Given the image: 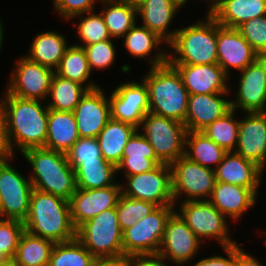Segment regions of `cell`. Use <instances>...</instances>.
I'll use <instances>...</instances> for the list:
<instances>
[{
  "label": "cell",
  "instance_id": "6da1fadb",
  "mask_svg": "<svg viewBox=\"0 0 266 266\" xmlns=\"http://www.w3.org/2000/svg\"><path fill=\"white\" fill-rule=\"evenodd\" d=\"M0 105L4 113L10 147L23 153L30 148L44 147L47 137L49 108L43 101L21 99L4 90ZM14 144V145H13Z\"/></svg>",
  "mask_w": 266,
  "mask_h": 266
},
{
  "label": "cell",
  "instance_id": "7a4b0ae2",
  "mask_svg": "<svg viewBox=\"0 0 266 266\" xmlns=\"http://www.w3.org/2000/svg\"><path fill=\"white\" fill-rule=\"evenodd\" d=\"M25 230L55 243L76 238L68 200L33 188Z\"/></svg>",
  "mask_w": 266,
  "mask_h": 266
},
{
  "label": "cell",
  "instance_id": "3957f363",
  "mask_svg": "<svg viewBox=\"0 0 266 266\" xmlns=\"http://www.w3.org/2000/svg\"><path fill=\"white\" fill-rule=\"evenodd\" d=\"M149 68L142 78L148 88L149 112L184 123L190 94L180 73L168 62Z\"/></svg>",
  "mask_w": 266,
  "mask_h": 266
},
{
  "label": "cell",
  "instance_id": "277c9868",
  "mask_svg": "<svg viewBox=\"0 0 266 266\" xmlns=\"http://www.w3.org/2000/svg\"><path fill=\"white\" fill-rule=\"evenodd\" d=\"M205 20L178 28L173 40L166 46L169 64H216L217 21L207 12Z\"/></svg>",
  "mask_w": 266,
  "mask_h": 266
},
{
  "label": "cell",
  "instance_id": "5b68a950",
  "mask_svg": "<svg viewBox=\"0 0 266 266\" xmlns=\"http://www.w3.org/2000/svg\"><path fill=\"white\" fill-rule=\"evenodd\" d=\"M33 173V188L70 200L75 193L76 178L67 154L44 147L30 148L22 153Z\"/></svg>",
  "mask_w": 266,
  "mask_h": 266
},
{
  "label": "cell",
  "instance_id": "8992f818",
  "mask_svg": "<svg viewBox=\"0 0 266 266\" xmlns=\"http://www.w3.org/2000/svg\"><path fill=\"white\" fill-rule=\"evenodd\" d=\"M116 208L103 211L76 229V238L94 257L124 256Z\"/></svg>",
  "mask_w": 266,
  "mask_h": 266
},
{
  "label": "cell",
  "instance_id": "52a82bcc",
  "mask_svg": "<svg viewBox=\"0 0 266 266\" xmlns=\"http://www.w3.org/2000/svg\"><path fill=\"white\" fill-rule=\"evenodd\" d=\"M137 130L154 148L157 158L171 164L185 153L187 129L184 123L148 112Z\"/></svg>",
  "mask_w": 266,
  "mask_h": 266
},
{
  "label": "cell",
  "instance_id": "ba28073f",
  "mask_svg": "<svg viewBox=\"0 0 266 266\" xmlns=\"http://www.w3.org/2000/svg\"><path fill=\"white\" fill-rule=\"evenodd\" d=\"M176 206H158L123 232L124 257L157 255L169 217Z\"/></svg>",
  "mask_w": 266,
  "mask_h": 266
},
{
  "label": "cell",
  "instance_id": "9c48e42d",
  "mask_svg": "<svg viewBox=\"0 0 266 266\" xmlns=\"http://www.w3.org/2000/svg\"><path fill=\"white\" fill-rule=\"evenodd\" d=\"M177 206L175 211L202 242L213 238L220 247L236 243L230 236L227 217L208 200L179 202Z\"/></svg>",
  "mask_w": 266,
  "mask_h": 266
},
{
  "label": "cell",
  "instance_id": "30bf717a",
  "mask_svg": "<svg viewBox=\"0 0 266 266\" xmlns=\"http://www.w3.org/2000/svg\"><path fill=\"white\" fill-rule=\"evenodd\" d=\"M170 168L175 206L182 195L185 198L179 202L209 200L216 184L213 169L203 167L185 155L171 163Z\"/></svg>",
  "mask_w": 266,
  "mask_h": 266
},
{
  "label": "cell",
  "instance_id": "8fae6325",
  "mask_svg": "<svg viewBox=\"0 0 266 266\" xmlns=\"http://www.w3.org/2000/svg\"><path fill=\"white\" fill-rule=\"evenodd\" d=\"M125 179V184H121L124 196L150 202L157 207L175 206L169 164H159L149 172L126 176Z\"/></svg>",
  "mask_w": 266,
  "mask_h": 266
},
{
  "label": "cell",
  "instance_id": "7c38bea8",
  "mask_svg": "<svg viewBox=\"0 0 266 266\" xmlns=\"http://www.w3.org/2000/svg\"><path fill=\"white\" fill-rule=\"evenodd\" d=\"M0 162V218L25 221L33 185L30 178L10 165Z\"/></svg>",
  "mask_w": 266,
  "mask_h": 266
},
{
  "label": "cell",
  "instance_id": "4fadbf2b",
  "mask_svg": "<svg viewBox=\"0 0 266 266\" xmlns=\"http://www.w3.org/2000/svg\"><path fill=\"white\" fill-rule=\"evenodd\" d=\"M6 91L21 99L48 100L54 70L31 61L27 56L16 60Z\"/></svg>",
  "mask_w": 266,
  "mask_h": 266
},
{
  "label": "cell",
  "instance_id": "5bb4252c",
  "mask_svg": "<svg viewBox=\"0 0 266 266\" xmlns=\"http://www.w3.org/2000/svg\"><path fill=\"white\" fill-rule=\"evenodd\" d=\"M202 243L175 211L168 219L157 255L177 266H187L199 253Z\"/></svg>",
  "mask_w": 266,
  "mask_h": 266
},
{
  "label": "cell",
  "instance_id": "9a60e30c",
  "mask_svg": "<svg viewBox=\"0 0 266 266\" xmlns=\"http://www.w3.org/2000/svg\"><path fill=\"white\" fill-rule=\"evenodd\" d=\"M111 118L139 128L142 119L149 112L148 88L140 82H124L109 95Z\"/></svg>",
  "mask_w": 266,
  "mask_h": 266
},
{
  "label": "cell",
  "instance_id": "2e32d148",
  "mask_svg": "<svg viewBox=\"0 0 266 266\" xmlns=\"http://www.w3.org/2000/svg\"><path fill=\"white\" fill-rule=\"evenodd\" d=\"M121 194V183L99 189L77 188L69 200L73 226L77 229L103 211L116 208Z\"/></svg>",
  "mask_w": 266,
  "mask_h": 266
},
{
  "label": "cell",
  "instance_id": "e0dca14e",
  "mask_svg": "<svg viewBox=\"0 0 266 266\" xmlns=\"http://www.w3.org/2000/svg\"><path fill=\"white\" fill-rule=\"evenodd\" d=\"M101 87L88 90L73 113L80 138H97L111 119V104Z\"/></svg>",
  "mask_w": 266,
  "mask_h": 266
},
{
  "label": "cell",
  "instance_id": "ac0fdd59",
  "mask_svg": "<svg viewBox=\"0 0 266 266\" xmlns=\"http://www.w3.org/2000/svg\"><path fill=\"white\" fill-rule=\"evenodd\" d=\"M217 64L230 77V69L239 72L257 59V53L237 28H227L217 22Z\"/></svg>",
  "mask_w": 266,
  "mask_h": 266
},
{
  "label": "cell",
  "instance_id": "d6986e66",
  "mask_svg": "<svg viewBox=\"0 0 266 266\" xmlns=\"http://www.w3.org/2000/svg\"><path fill=\"white\" fill-rule=\"evenodd\" d=\"M240 75L231 108L242 113L266 112V73L261 63L256 59Z\"/></svg>",
  "mask_w": 266,
  "mask_h": 266
},
{
  "label": "cell",
  "instance_id": "ffe728a7",
  "mask_svg": "<svg viewBox=\"0 0 266 266\" xmlns=\"http://www.w3.org/2000/svg\"><path fill=\"white\" fill-rule=\"evenodd\" d=\"M239 119V135L235 153L258 165L266 167V112L245 113Z\"/></svg>",
  "mask_w": 266,
  "mask_h": 266
},
{
  "label": "cell",
  "instance_id": "44dd1931",
  "mask_svg": "<svg viewBox=\"0 0 266 266\" xmlns=\"http://www.w3.org/2000/svg\"><path fill=\"white\" fill-rule=\"evenodd\" d=\"M180 73L190 95L230 92V77L216 64H171ZM229 80V81H228Z\"/></svg>",
  "mask_w": 266,
  "mask_h": 266
},
{
  "label": "cell",
  "instance_id": "7402d4cb",
  "mask_svg": "<svg viewBox=\"0 0 266 266\" xmlns=\"http://www.w3.org/2000/svg\"><path fill=\"white\" fill-rule=\"evenodd\" d=\"M137 5V17L142 26L155 33L167 45L173 40L177 30H168L177 12L184 6L178 0H141Z\"/></svg>",
  "mask_w": 266,
  "mask_h": 266
},
{
  "label": "cell",
  "instance_id": "603a6c76",
  "mask_svg": "<svg viewBox=\"0 0 266 266\" xmlns=\"http://www.w3.org/2000/svg\"><path fill=\"white\" fill-rule=\"evenodd\" d=\"M230 93L190 95L184 122L187 131H201L214 120L229 112L232 109L231 100L225 99L224 96Z\"/></svg>",
  "mask_w": 266,
  "mask_h": 266
},
{
  "label": "cell",
  "instance_id": "cb8c5ba5",
  "mask_svg": "<svg viewBox=\"0 0 266 266\" xmlns=\"http://www.w3.org/2000/svg\"><path fill=\"white\" fill-rule=\"evenodd\" d=\"M258 189H249L224 182H216L209 202L223 215L239 220L257 203Z\"/></svg>",
  "mask_w": 266,
  "mask_h": 266
},
{
  "label": "cell",
  "instance_id": "d4e9b609",
  "mask_svg": "<svg viewBox=\"0 0 266 266\" xmlns=\"http://www.w3.org/2000/svg\"><path fill=\"white\" fill-rule=\"evenodd\" d=\"M208 8L221 26L238 28L246 21L265 16L266 0H215Z\"/></svg>",
  "mask_w": 266,
  "mask_h": 266
},
{
  "label": "cell",
  "instance_id": "484cf974",
  "mask_svg": "<svg viewBox=\"0 0 266 266\" xmlns=\"http://www.w3.org/2000/svg\"><path fill=\"white\" fill-rule=\"evenodd\" d=\"M214 171L216 182L229 183L249 189L259 188L264 172L258 165L235 152H227Z\"/></svg>",
  "mask_w": 266,
  "mask_h": 266
},
{
  "label": "cell",
  "instance_id": "4316f807",
  "mask_svg": "<svg viewBox=\"0 0 266 266\" xmlns=\"http://www.w3.org/2000/svg\"><path fill=\"white\" fill-rule=\"evenodd\" d=\"M136 130L125 145L117 172L124 171L125 177L149 172L162 162L157 158L148 140Z\"/></svg>",
  "mask_w": 266,
  "mask_h": 266
},
{
  "label": "cell",
  "instance_id": "83f0119b",
  "mask_svg": "<svg viewBox=\"0 0 266 266\" xmlns=\"http://www.w3.org/2000/svg\"><path fill=\"white\" fill-rule=\"evenodd\" d=\"M122 38H124V48L130 53L129 55H133L132 57L150 61V67L167 63V51L162 47V44L165 46L166 43L147 27L135 24ZM154 50L157 53L152 57L150 53Z\"/></svg>",
  "mask_w": 266,
  "mask_h": 266
},
{
  "label": "cell",
  "instance_id": "f1b7e54d",
  "mask_svg": "<svg viewBox=\"0 0 266 266\" xmlns=\"http://www.w3.org/2000/svg\"><path fill=\"white\" fill-rule=\"evenodd\" d=\"M79 138L73 112L49 109L44 148L67 153Z\"/></svg>",
  "mask_w": 266,
  "mask_h": 266
},
{
  "label": "cell",
  "instance_id": "f546056e",
  "mask_svg": "<svg viewBox=\"0 0 266 266\" xmlns=\"http://www.w3.org/2000/svg\"><path fill=\"white\" fill-rule=\"evenodd\" d=\"M32 40L29 52L25 56L55 71L70 46L66 36L56 31H47L37 34Z\"/></svg>",
  "mask_w": 266,
  "mask_h": 266
},
{
  "label": "cell",
  "instance_id": "4dcf8cb0",
  "mask_svg": "<svg viewBox=\"0 0 266 266\" xmlns=\"http://www.w3.org/2000/svg\"><path fill=\"white\" fill-rule=\"evenodd\" d=\"M136 130L131 124L111 118L96 138L103 158L117 167L125 145Z\"/></svg>",
  "mask_w": 266,
  "mask_h": 266
},
{
  "label": "cell",
  "instance_id": "1f68e13d",
  "mask_svg": "<svg viewBox=\"0 0 266 266\" xmlns=\"http://www.w3.org/2000/svg\"><path fill=\"white\" fill-rule=\"evenodd\" d=\"M104 4L100 11L111 38L123 37L137 24V5L126 0H99Z\"/></svg>",
  "mask_w": 266,
  "mask_h": 266
},
{
  "label": "cell",
  "instance_id": "d6a6232c",
  "mask_svg": "<svg viewBox=\"0 0 266 266\" xmlns=\"http://www.w3.org/2000/svg\"><path fill=\"white\" fill-rule=\"evenodd\" d=\"M226 153L203 132L187 131L184 155L191 161L214 170Z\"/></svg>",
  "mask_w": 266,
  "mask_h": 266
},
{
  "label": "cell",
  "instance_id": "836d02e7",
  "mask_svg": "<svg viewBox=\"0 0 266 266\" xmlns=\"http://www.w3.org/2000/svg\"><path fill=\"white\" fill-rule=\"evenodd\" d=\"M54 72L62 78L84 85L88 90L101 87L89 80L91 71L83 47L76 45L69 46ZM86 82L88 83L86 84Z\"/></svg>",
  "mask_w": 266,
  "mask_h": 266
},
{
  "label": "cell",
  "instance_id": "e575fe53",
  "mask_svg": "<svg viewBox=\"0 0 266 266\" xmlns=\"http://www.w3.org/2000/svg\"><path fill=\"white\" fill-rule=\"evenodd\" d=\"M54 245L55 242L32 235L25 230L13 259L18 266H48Z\"/></svg>",
  "mask_w": 266,
  "mask_h": 266
},
{
  "label": "cell",
  "instance_id": "d590c367",
  "mask_svg": "<svg viewBox=\"0 0 266 266\" xmlns=\"http://www.w3.org/2000/svg\"><path fill=\"white\" fill-rule=\"evenodd\" d=\"M76 186L79 189H99L114 185L117 168L109 161H85L75 170ZM115 181V182H114Z\"/></svg>",
  "mask_w": 266,
  "mask_h": 266
},
{
  "label": "cell",
  "instance_id": "8d00e7d4",
  "mask_svg": "<svg viewBox=\"0 0 266 266\" xmlns=\"http://www.w3.org/2000/svg\"><path fill=\"white\" fill-rule=\"evenodd\" d=\"M87 91L84 85L54 73L48 96L51 101H47L46 105L49 109L73 112Z\"/></svg>",
  "mask_w": 266,
  "mask_h": 266
},
{
  "label": "cell",
  "instance_id": "74e56055",
  "mask_svg": "<svg viewBox=\"0 0 266 266\" xmlns=\"http://www.w3.org/2000/svg\"><path fill=\"white\" fill-rule=\"evenodd\" d=\"M235 114V110L231 109L201 130L226 152H234L238 143L239 119L234 118Z\"/></svg>",
  "mask_w": 266,
  "mask_h": 266
},
{
  "label": "cell",
  "instance_id": "f35d334b",
  "mask_svg": "<svg viewBox=\"0 0 266 266\" xmlns=\"http://www.w3.org/2000/svg\"><path fill=\"white\" fill-rule=\"evenodd\" d=\"M95 257L77 239L55 243L48 266H90Z\"/></svg>",
  "mask_w": 266,
  "mask_h": 266
},
{
  "label": "cell",
  "instance_id": "ab89813d",
  "mask_svg": "<svg viewBox=\"0 0 266 266\" xmlns=\"http://www.w3.org/2000/svg\"><path fill=\"white\" fill-rule=\"evenodd\" d=\"M87 15V16H86ZM79 18L76 27V35L81 44H73L79 47L98 43L107 39H112L104 20L99 13L94 11L77 15L73 18Z\"/></svg>",
  "mask_w": 266,
  "mask_h": 266
},
{
  "label": "cell",
  "instance_id": "60d3db41",
  "mask_svg": "<svg viewBox=\"0 0 266 266\" xmlns=\"http://www.w3.org/2000/svg\"><path fill=\"white\" fill-rule=\"evenodd\" d=\"M157 206L153 203L120 195L116 206L121 230L131 228L137 221L151 214Z\"/></svg>",
  "mask_w": 266,
  "mask_h": 266
},
{
  "label": "cell",
  "instance_id": "b9f144b4",
  "mask_svg": "<svg viewBox=\"0 0 266 266\" xmlns=\"http://www.w3.org/2000/svg\"><path fill=\"white\" fill-rule=\"evenodd\" d=\"M113 38L107 39L98 43L83 46L85 50L90 71L95 68L107 69L111 67L116 58L115 44H113Z\"/></svg>",
  "mask_w": 266,
  "mask_h": 266
},
{
  "label": "cell",
  "instance_id": "7bdbcfd3",
  "mask_svg": "<svg viewBox=\"0 0 266 266\" xmlns=\"http://www.w3.org/2000/svg\"><path fill=\"white\" fill-rule=\"evenodd\" d=\"M66 154L74 170L85 161H106L96 138H79Z\"/></svg>",
  "mask_w": 266,
  "mask_h": 266
},
{
  "label": "cell",
  "instance_id": "ee69618b",
  "mask_svg": "<svg viewBox=\"0 0 266 266\" xmlns=\"http://www.w3.org/2000/svg\"><path fill=\"white\" fill-rule=\"evenodd\" d=\"M24 223L15 219H0V252L13 259L22 233Z\"/></svg>",
  "mask_w": 266,
  "mask_h": 266
},
{
  "label": "cell",
  "instance_id": "f6af8a7d",
  "mask_svg": "<svg viewBox=\"0 0 266 266\" xmlns=\"http://www.w3.org/2000/svg\"><path fill=\"white\" fill-rule=\"evenodd\" d=\"M237 29L257 54L266 51V15L246 21Z\"/></svg>",
  "mask_w": 266,
  "mask_h": 266
},
{
  "label": "cell",
  "instance_id": "bcb514c9",
  "mask_svg": "<svg viewBox=\"0 0 266 266\" xmlns=\"http://www.w3.org/2000/svg\"><path fill=\"white\" fill-rule=\"evenodd\" d=\"M98 0H52L53 7L64 20H71L73 17L94 11Z\"/></svg>",
  "mask_w": 266,
  "mask_h": 266
},
{
  "label": "cell",
  "instance_id": "7dc6e473",
  "mask_svg": "<svg viewBox=\"0 0 266 266\" xmlns=\"http://www.w3.org/2000/svg\"><path fill=\"white\" fill-rule=\"evenodd\" d=\"M227 257L210 256L202 258L193 266H236V243L230 246L221 247Z\"/></svg>",
  "mask_w": 266,
  "mask_h": 266
},
{
  "label": "cell",
  "instance_id": "c3c4849f",
  "mask_svg": "<svg viewBox=\"0 0 266 266\" xmlns=\"http://www.w3.org/2000/svg\"><path fill=\"white\" fill-rule=\"evenodd\" d=\"M14 157H15V154L13 153L10 147L8 136H7L4 113L0 105V162L12 160Z\"/></svg>",
  "mask_w": 266,
  "mask_h": 266
},
{
  "label": "cell",
  "instance_id": "681fc988",
  "mask_svg": "<svg viewBox=\"0 0 266 266\" xmlns=\"http://www.w3.org/2000/svg\"><path fill=\"white\" fill-rule=\"evenodd\" d=\"M165 262L167 263V260L158 255L133 256L128 258V266H170V264L168 265Z\"/></svg>",
  "mask_w": 266,
  "mask_h": 266
},
{
  "label": "cell",
  "instance_id": "f907efd6",
  "mask_svg": "<svg viewBox=\"0 0 266 266\" xmlns=\"http://www.w3.org/2000/svg\"><path fill=\"white\" fill-rule=\"evenodd\" d=\"M264 237H265L264 242H266V234ZM236 266H264V265L259 263L256 257L251 256V254L245 252V250L243 251L242 247L240 246V244L238 245V242H237L236 243Z\"/></svg>",
  "mask_w": 266,
  "mask_h": 266
},
{
  "label": "cell",
  "instance_id": "816d5d0a",
  "mask_svg": "<svg viewBox=\"0 0 266 266\" xmlns=\"http://www.w3.org/2000/svg\"><path fill=\"white\" fill-rule=\"evenodd\" d=\"M90 266H128V258L124 256L95 257Z\"/></svg>",
  "mask_w": 266,
  "mask_h": 266
},
{
  "label": "cell",
  "instance_id": "f5cc1de1",
  "mask_svg": "<svg viewBox=\"0 0 266 266\" xmlns=\"http://www.w3.org/2000/svg\"><path fill=\"white\" fill-rule=\"evenodd\" d=\"M257 60L261 63L266 73V51L258 53Z\"/></svg>",
  "mask_w": 266,
  "mask_h": 266
},
{
  "label": "cell",
  "instance_id": "db71d44e",
  "mask_svg": "<svg viewBox=\"0 0 266 266\" xmlns=\"http://www.w3.org/2000/svg\"><path fill=\"white\" fill-rule=\"evenodd\" d=\"M3 23H2V20L0 18V53L2 52L1 49H2V44H3V37H4V27H3Z\"/></svg>",
  "mask_w": 266,
  "mask_h": 266
},
{
  "label": "cell",
  "instance_id": "11a10c76",
  "mask_svg": "<svg viewBox=\"0 0 266 266\" xmlns=\"http://www.w3.org/2000/svg\"><path fill=\"white\" fill-rule=\"evenodd\" d=\"M0 266H18L14 259H8L5 263L1 264Z\"/></svg>",
  "mask_w": 266,
  "mask_h": 266
},
{
  "label": "cell",
  "instance_id": "9f6ffc18",
  "mask_svg": "<svg viewBox=\"0 0 266 266\" xmlns=\"http://www.w3.org/2000/svg\"><path fill=\"white\" fill-rule=\"evenodd\" d=\"M9 258L3 254L2 252H0V265L5 263Z\"/></svg>",
  "mask_w": 266,
  "mask_h": 266
},
{
  "label": "cell",
  "instance_id": "6f0895ef",
  "mask_svg": "<svg viewBox=\"0 0 266 266\" xmlns=\"http://www.w3.org/2000/svg\"><path fill=\"white\" fill-rule=\"evenodd\" d=\"M126 1H129V2H131V3L137 4V3H139L141 0H126Z\"/></svg>",
  "mask_w": 266,
  "mask_h": 266
},
{
  "label": "cell",
  "instance_id": "680465c9",
  "mask_svg": "<svg viewBox=\"0 0 266 266\" xmlns=\"http://www.w3.org/2000/svg\"><path fill=\"white\" fill-rule=\"evenodd\" d=\"M178 1H180L184 6H185V3L188 2V0H178ZM204 1H206V0H204Z\"/></svg>",
  "mask_w": 266,
  "mask_h": 266
},
{
  "label": "cell",
  "instance_id": "91938a15",
  "mask_svg": "<svg viewBox=\"0 0 266 266\" xmlns=\"http://www.w3.org/2000/svg\"><path fill=\"white\" fill-rule=\"evenodd\" d=\"M213 1H215V0H207V2L209 3L208 5H209V7H210V4L213 2Z\"/></svg>",
  "mask_w": 266,
  "mask_h": 266
}]
</instances>
